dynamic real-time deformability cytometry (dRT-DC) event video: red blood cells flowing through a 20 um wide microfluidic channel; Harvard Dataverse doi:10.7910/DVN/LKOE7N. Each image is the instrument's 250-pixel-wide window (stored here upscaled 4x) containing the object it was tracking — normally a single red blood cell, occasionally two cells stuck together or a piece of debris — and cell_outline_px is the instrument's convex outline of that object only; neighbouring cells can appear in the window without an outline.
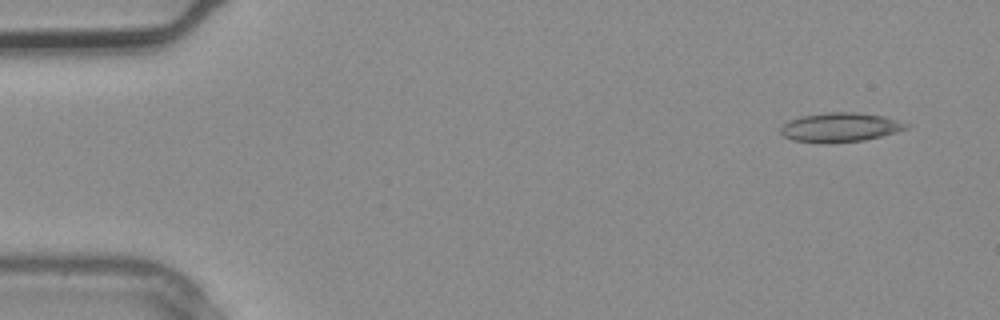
{"species": "common noctule bat (a hibernating species)", "species_latin": "Nyctalus noctula", "temperature_condition": "warm", "stored_images_in_passage": 2, "camera_frame_rate_fps": 3000, "um_per_image_px": 0.085, "animal": {"sex": "male", "body_mass_g": 20.4}, "frame": {"image": 1, "passage_image": 1, "time_ms": 0.0, "image_size_px": [1000, 320], "cell_outline_px": [[912, 124], [908, 128], [896, 132], [864, 140], [792, 140], [784, 136], [780, 132], [780, 128], [788, 120], [804, 116], [824, 112], [856, 112], [884, 116]], "centroid_in_image_um": [71.48, 10.76], "position_along_channel_um": 13.5, "area_um2": 20.52}}
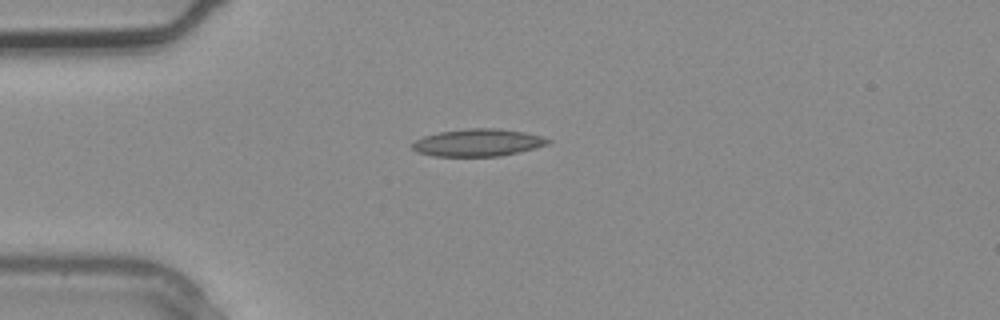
{"frame": {"image": 2, "passage_image": 2, "time_ms": 0.333, "image_size_px": [1000, 320], "cell_outline_px": [[552, 140], [548, 144], [536, 148], [500, 156], [432, 156], [416, 152], [412, 148], [412, 144], [416, 140], [424, 136], [440, 132], [468, 128], [496, 128], [524, 132], [540, 136]], "centroid_in_image_um": [40.61, 12.12], "position_along_channel_um": 44.4, "area_um2": 21.56}}